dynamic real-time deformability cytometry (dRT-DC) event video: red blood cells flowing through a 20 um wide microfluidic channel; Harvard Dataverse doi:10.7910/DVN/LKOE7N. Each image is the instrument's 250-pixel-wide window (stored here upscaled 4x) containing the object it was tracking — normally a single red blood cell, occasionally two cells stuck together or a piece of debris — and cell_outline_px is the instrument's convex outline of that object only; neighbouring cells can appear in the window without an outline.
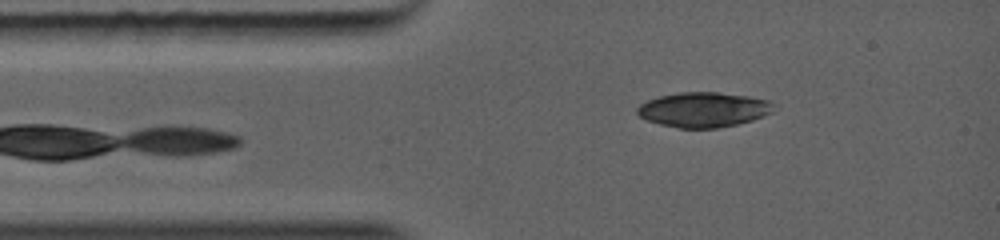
{"species": "common noctule bat (a hibernating species)", "species_latin": "Nyctalus noctula", "temperature_condition": "warm", "stored_images_in_passage": 3, "camera_frame_rate_fps": 5000, "um_per_image_px": 0.085, "animal": {"sex": "female", "body_mass_g": 19.0, "forearm_length_mm": 56.7}, "frame": {"image": 1, "passage_image": 2, "time_ms": 0.8, "image_size_px": [1000, 240], "cell_outline_px": [[768, 104], [756, 116], [748, 120], [736, 124], [712, 128], [680, 128], [648, 120], [640, 116], [636, 112], [636, 108], [640, 104], [656, 96], [680, 92], [716, 92], [748, 96], [768, 100]], "centroid_in_image_um": [59.57, 9.29], "position_along_channel_um": 25.4, "area_um2": 26.41}}